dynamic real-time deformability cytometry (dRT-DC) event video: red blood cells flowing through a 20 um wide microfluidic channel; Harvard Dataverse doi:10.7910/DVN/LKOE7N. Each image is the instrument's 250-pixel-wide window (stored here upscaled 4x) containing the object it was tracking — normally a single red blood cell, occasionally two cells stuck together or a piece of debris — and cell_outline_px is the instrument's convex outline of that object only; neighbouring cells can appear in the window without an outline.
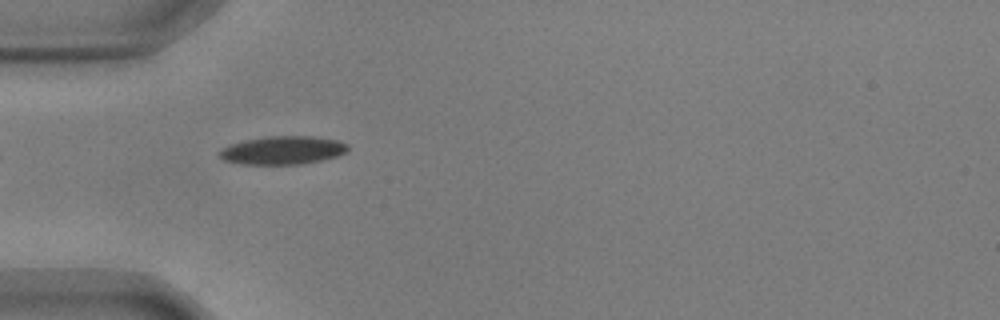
{"species": "common noctule bat (a hibernating species)", "species_latin": "Nyctalus noctula", "temperature_condition": "warm", "stored_images_in_passage": 4, "camera_frame_rate_fps": 3000, "um_per_image_px": 0.085, "animal": {"sex": "male", "body_mass_g": 17.9, "forearm_length_mm": 54.2}, "frame": {"image": 1, "passage_image": 1, "time_ms": 0.0, "image_size_px": [1000, 320], "cell_outline_px": [[348, 152], [336, 156], [320, 160], [300, 164], [240, 164], [224, 160], [216, 152], [220, 148], [244, 140], [268, 136], [312, 136], [340, 140], [348, 144]], "centroid_in_image_um": [24.03, 12.76], "position_along_channel_um": 61.0, "area_um2": 21.27}}